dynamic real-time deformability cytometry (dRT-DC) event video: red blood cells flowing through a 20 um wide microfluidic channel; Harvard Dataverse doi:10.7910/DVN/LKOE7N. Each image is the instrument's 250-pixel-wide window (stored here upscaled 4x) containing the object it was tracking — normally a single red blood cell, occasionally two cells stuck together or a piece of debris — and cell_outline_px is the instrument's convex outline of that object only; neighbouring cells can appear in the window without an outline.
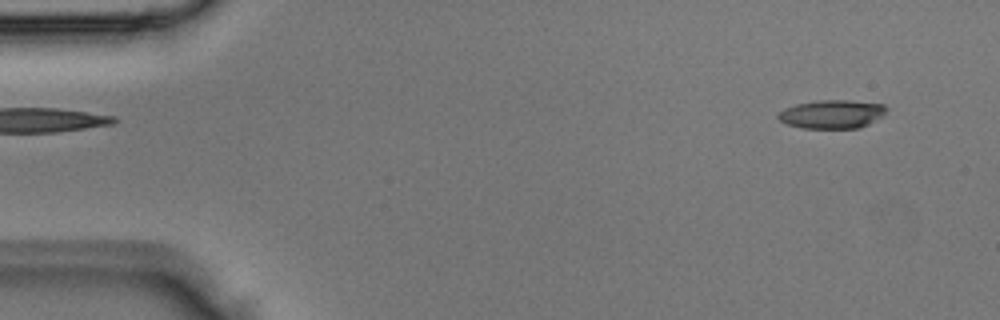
{"species": "Egyptian fruit bat (a non-hibernating species)", "species_latin": "Rousettus aegyptiacus", "temperature_condition": "room temperature", "stored_images_in_passage": 2, "camera_frame_rate_fps": 3000, "um_per_image_px": 0.085, "animal": {"sex": "male"}, "frame": {"image": 1, "passage_image": 2, "time_ms": 0.333, "image_size_px": [1000, 320], "cell_outline_px": [[888, 108], [880, 116], [868, 124], [856, 128], [804, 128], [788, 124], [780, 120], [776, 116], [784, 108], [796, 104], [816, 100], [848, 100], [884, 104]], "centroid_in_image_um": [70.69, 9.69], "position_along_channel_um": 14.3, "area_um2": 17.8}}